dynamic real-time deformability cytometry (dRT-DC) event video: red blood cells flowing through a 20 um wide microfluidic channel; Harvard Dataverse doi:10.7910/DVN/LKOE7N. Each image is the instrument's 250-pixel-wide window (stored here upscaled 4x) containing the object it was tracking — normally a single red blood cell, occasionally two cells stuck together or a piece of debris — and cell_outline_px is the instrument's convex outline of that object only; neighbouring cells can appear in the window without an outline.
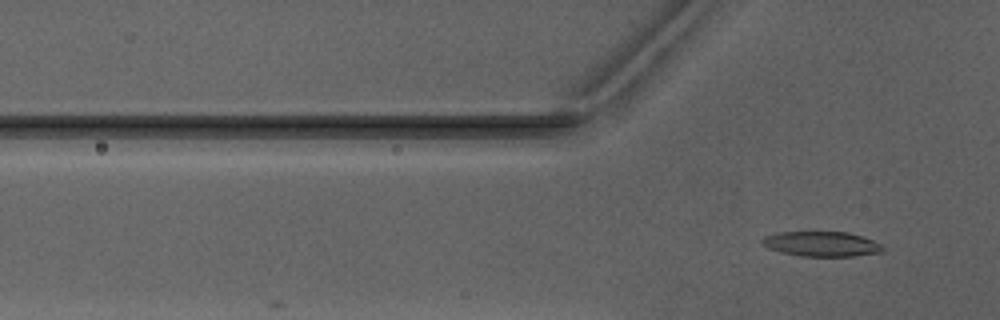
{"species": "Egyptian fruit bat (a non-hibernating species)", "species_latin": "Rousettus aegyptiacus", "temperature_condition": "warm", "stored_images_in_passage": 4, "camera_frame_rate_fps": 3000, "um_per_image_px": 0.085, "animal": {"sex": "male"}, "frame": {"image": 1, "passage_image": 4, "time_ms": 5.0, "image_size_px": [1000, 320], "cell_outline_px": [[884, 248], [880, 252], [852, 256], [800, 256], [780, 252], [768, 248], [760, 244], [760, 240], [764, 236], [776, 232], [848, 232], [872, 240], [880, 244]], "centroid_in_image_um": [69.74, 20.73], "position_along_channel_um": 56.1, "area_um2": 17.51}}